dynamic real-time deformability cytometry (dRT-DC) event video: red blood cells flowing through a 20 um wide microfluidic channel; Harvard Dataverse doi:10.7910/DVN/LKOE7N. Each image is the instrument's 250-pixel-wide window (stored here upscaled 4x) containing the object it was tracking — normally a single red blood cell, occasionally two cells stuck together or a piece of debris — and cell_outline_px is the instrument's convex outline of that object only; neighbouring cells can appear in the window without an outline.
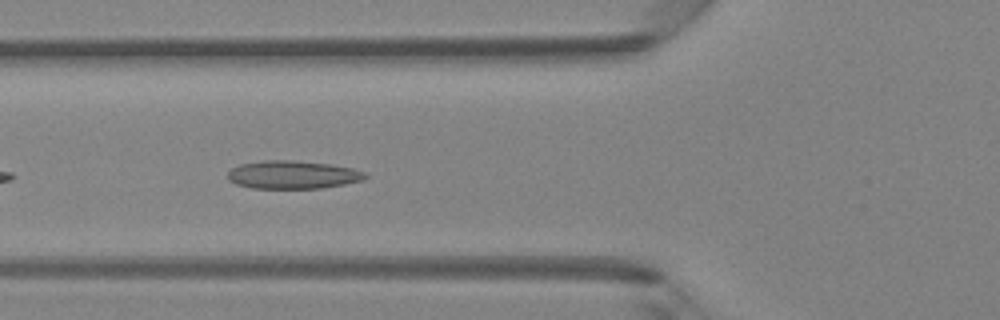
{"species": "Egyptian fruit bat (a non-hibernating species)", "species_latin": "Rousettus aegyptiacus", "temperature_condition": "room temperature", "stored_images_in_passage": 8, "camera_frame_rate_fps": 3000, "um_per_image_px": 0.085, "animal": {"sex": "female"}, "frame": {"image": 1, "passage_image": 5, "time_ms": 1.333, "image_size_px": [1000, 320], "cell_outline_px": [[368, 176], [364, 180], [344, 184], [320, 188], [252, 188], [236, 184], [228, 180], [228, 172], [232, 168], [240, 164], [264, 160], [292, 160], [332, 164], [352, 168], [364, 172]], "centroid_in_image_um": [24.88, 14.85], "position_along_channel_um": 100.9, "area_um2": 22.54}}
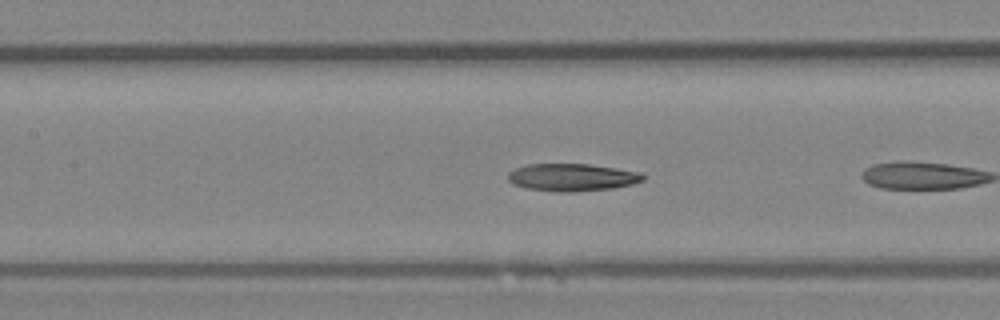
{"frame": {"image": 2, "passage_image": 7, "time_ms": 2.0, "image_size_px": [1000, 320], "cell_outline_px": [[648, 176], [644, 180], [632, 184], [612, 188], [572, 192], [560, 192], [528, 188], [512, 184], [508, 180], [508, 172], [516, 168], [528, 164], [588, 164], [644, 172]], "centroid_in_image_um": [48.68, 15.07], "position_along_channel_um": 158.7, "area_um2": 21.73}}